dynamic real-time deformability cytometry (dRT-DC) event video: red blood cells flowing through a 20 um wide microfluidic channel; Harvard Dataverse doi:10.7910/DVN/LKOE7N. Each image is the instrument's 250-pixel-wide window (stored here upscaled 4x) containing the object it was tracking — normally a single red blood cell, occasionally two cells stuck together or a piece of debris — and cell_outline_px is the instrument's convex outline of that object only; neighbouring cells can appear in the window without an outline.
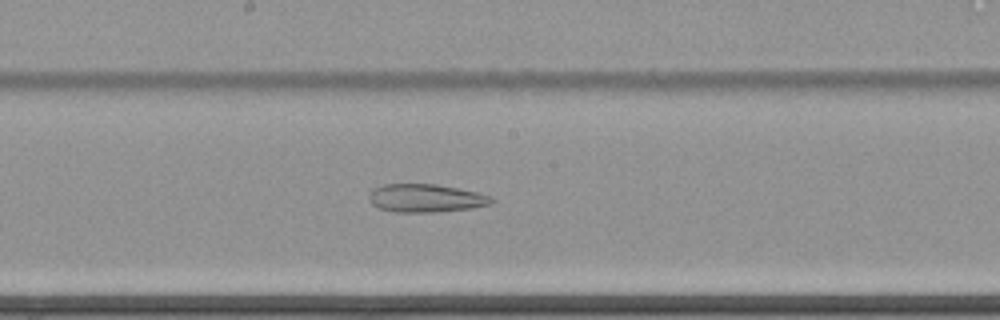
{"species": "common noctule bat (a hibernating species)", "species_latin": "Nyctalus noctula", "temperature_condition": "cold", "stored_images_in_passage": 61, "camera_frame_rate_fps": 3000, "um_per_image_px": 0.085, "animal": {"sex": "female", "body_mass_g": 22.7, "forearm_length_mm": 54.2}, "frame": {"image": 1, "passage_image": 38, "time_ms": 12.333, "image_size_px": [1000, 320], "cell_outline_px": [[496, 200], [492, 204], [472, 208], [436, 212], [396, 212], [380, 208], [372, 204], [368, 200], [368, 192], [372, 188], [384, 184], [436, 184], [476, 192], [492, 196]], "centroid_in_image_um": [36.18, 16.84], "position_along_channel_um": 212.0, "area_um2": 20.29}}
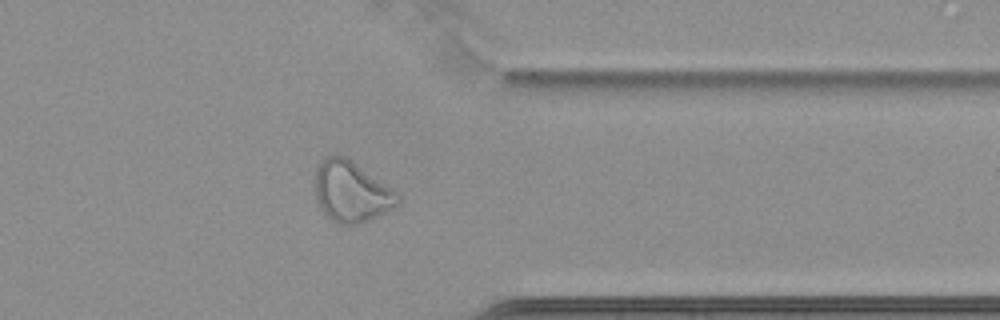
{"frame": {"image": 2, "passage_image": 53, "time_ms": 17.333, "image_size_px": [1000, 320], "cell_outline_px": [[400, 204], [360, 224], [340, 224], [332, 220], [320, 208], [316, 196], [316, 168], [320, 160], [324, 156], [344, 156], [352, 160], [392, 188], [400, 196]], "centroid_in_image_um": [29.87, 16.28], "position_along_channel_um": 381.5, "area_um2": 29.07}}
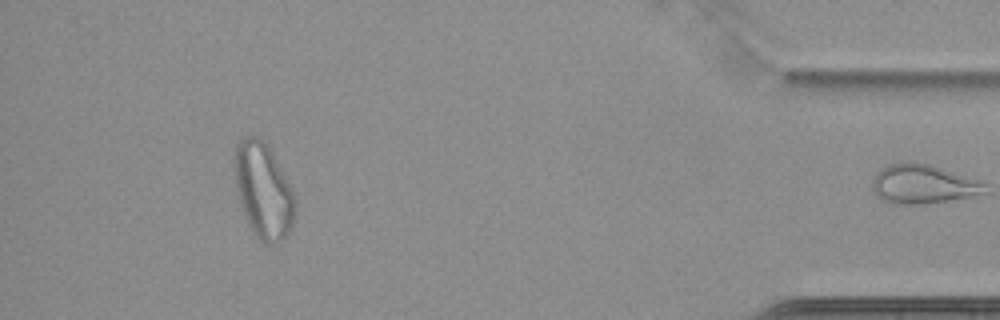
{"frame": {"image": 3, "passage_image": 60, "time_ms": 19.667, "image_size_px": [1000, 320], "cell_outline_px": [[296, 212], [292, 228], [280, 240], [272, 244], [264, 244], [252, 232], [244, 216], [236, 188], [236, 144], [244, 136], [256, 136], [272, 152], [296, 200]], "centroid_in_image_um": [22.39, 16.27], "position_along_channel_um": 412.8, "area_um2": 32.95}}